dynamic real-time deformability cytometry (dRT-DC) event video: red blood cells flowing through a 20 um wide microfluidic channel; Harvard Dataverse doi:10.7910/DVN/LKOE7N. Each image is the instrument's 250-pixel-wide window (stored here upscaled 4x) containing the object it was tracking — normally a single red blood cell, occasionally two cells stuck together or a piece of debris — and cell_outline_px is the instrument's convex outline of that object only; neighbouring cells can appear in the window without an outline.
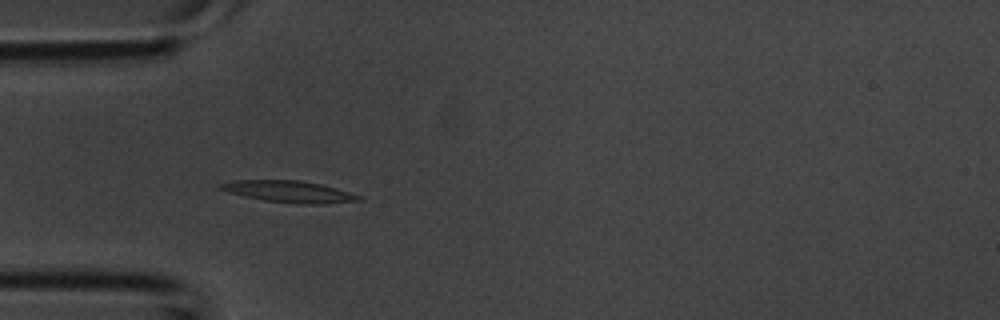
{"species": "common noctule bat (a hibernating species)", "species_latin": "Nyctalus noctula", "temperature_condition": "room temperature", "stored_images_in_passage": 5, "camera_frame_rate_fps": 3000, "um_per_image_px": 0.085, "animal": {"sex": "male", "body_mass_g": 20.1, "forearm_length_mm": 53.5}, "frame": {"image": 1, "passage_image": 3, "time_ms": 0.667, "image_size_px": [1000, 320], "cell_outline_px": [[360, 200], [324, 204], [300, 204], [264, 200], [244, 196], [216, 188], [216, 184], [236, 180], [300, 180], [320, 184], [336, 188], [360, 196]], "centroid_in_image_um": [24.51, 16.28], "position_along_channel_um": 60.5, "area_um2": 17.28}}
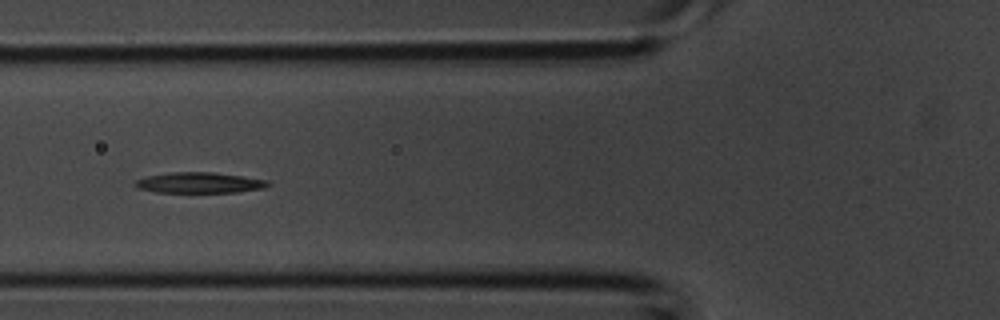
{"frame": {"image": 2, "passage_image": 4, "time_ms": 1.0, "image_size_px": [1000, 320], "cell_outline_px": [[272, 184], [264, 188], [236, 192], [156, 192], [136, 188], [132, 184], [136, 180], [148, 176], [168, 172], [212, 172], [244, 176], [268, 180]], "centroid_in_image_um": [16.95, 15.53], "position_along_channel_um": 108.9, "area_um2": 16.13}}
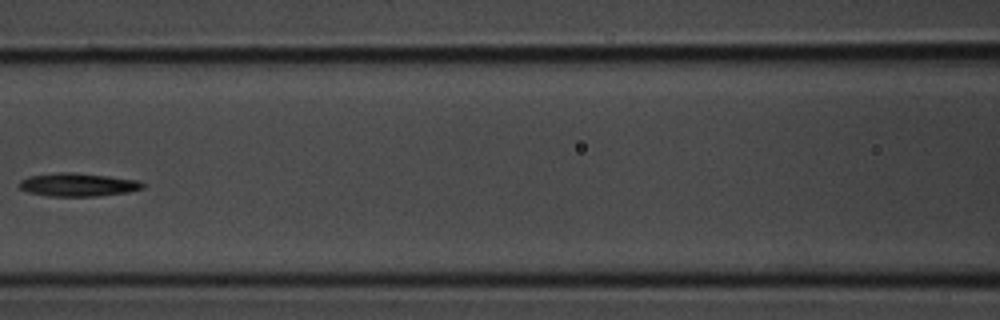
{"frame": {"image": 3, "passage_image": 5, "time_ms": 1.333, "image_size_px": [1000, 320], "cell_outline_px": [[144, 188], [128, 192], [96, 196], [48, 196], [28, 192], [20, 188], [20, 180], [28, 176], [60, 172], [72, 172], [108, 176], [136, 180], [144, 184]], "centroid_in_image_um": [6.6, 15.7], "position_along_channel_um": 160.0, "area_um2": 16.59}}